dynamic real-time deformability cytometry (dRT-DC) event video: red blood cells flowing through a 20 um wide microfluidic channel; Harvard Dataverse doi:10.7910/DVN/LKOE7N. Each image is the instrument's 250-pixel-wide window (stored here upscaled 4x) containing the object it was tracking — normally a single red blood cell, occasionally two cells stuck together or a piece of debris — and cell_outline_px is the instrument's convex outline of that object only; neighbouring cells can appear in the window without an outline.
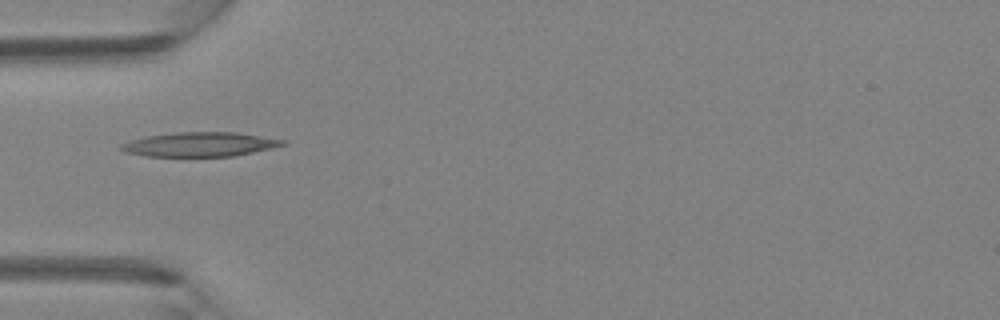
{"species": "Egyptian fruit bat (a non-hibernating species)", "species_latin": "Rousettus aegyptiacus", "temperature_condition": "room temperature", "stored_images_in_passage": 6, "camera_frame_rate_fps": 3000, "um_per_image_px": 0.085, "animal": {"sex": "female"}, "frame": {"image": 1, "passage_image": 5, "time_ms": 1.333, "image_size_px": [1000, 320], "cell_outline_px": [[288, 144], [272, 148], [232, 156], [144, 156], [124, 152], [116, 148], [120, 144], [132, 140], [148, 136], [176, 132], [236, 132], [288, 140]], "centroid_in_image_um": [16.99, 12.27], "position_along_channel_um": 68.0, "area_um2": 23.0}}
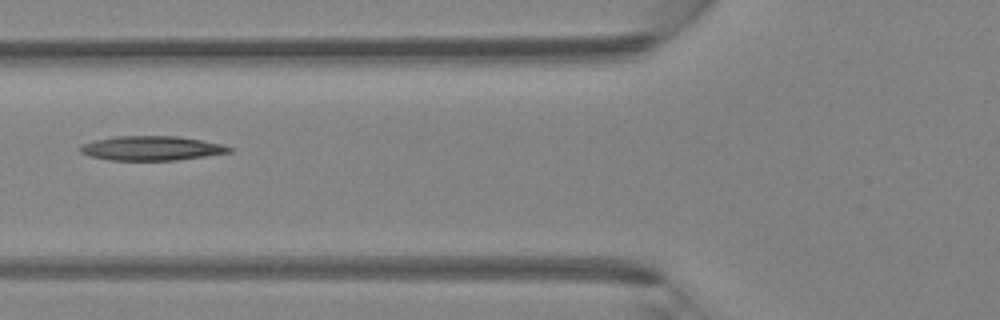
{"frame": {"image": 2, "passage_image": 6, "time_ms": 1.667, "image_size_px": [1000, 320], "cell_outline_px": [[236, 148], [232, 152], [176, 160], [108, 160], [88, 156], [80, 152], [76, 148], [80, 144], [96, 140], [116, 136], [176, 136], [224, 144]], "centroid_in_image_um": [12.86, 12.6], "position_along_channel_um": 112.9, "area_um2": 21.39}}